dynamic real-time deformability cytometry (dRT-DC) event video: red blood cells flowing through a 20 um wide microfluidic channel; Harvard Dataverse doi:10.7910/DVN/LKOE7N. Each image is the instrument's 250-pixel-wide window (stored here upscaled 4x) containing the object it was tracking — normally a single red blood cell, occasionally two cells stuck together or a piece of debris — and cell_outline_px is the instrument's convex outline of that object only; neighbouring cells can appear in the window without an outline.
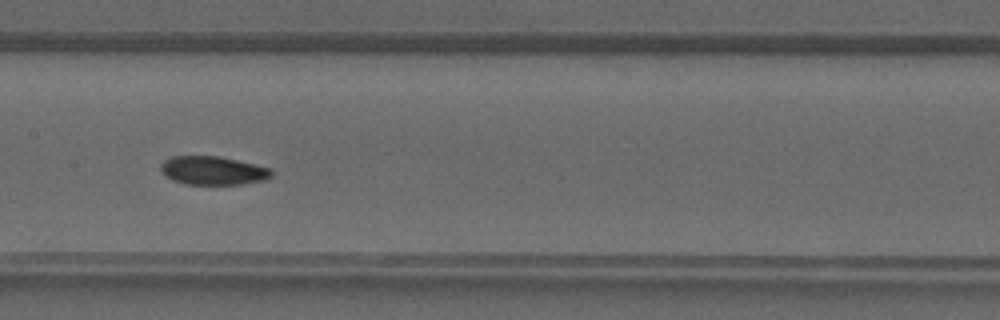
{"species": "common noctule bat (a hibernating species)", "species_latin": "Nyctalus noctula", "temperature_condition": "warm", "stored_images_in_passage": 42, "camera_frame_rate_fps": 3000, "um_per_image_px": 0.085, "animal": {"sex": "male", "forearm_length_mm": 52.5}, "frame": {"image": 1, "passage_image": 22, "time_ms": 7.0, "image_size_px": [1000, 320], "cell_outline_px": [[272, 176], [260, 180], [240, 184], [184, 184], [172, 180], [160, 168], [160, 164], [164, 160], [172, 156], [220, 156], [272, 168]], "centroid_in_image_um": [18.09, 14.48], "position_along_channel_um": 189.3, "area_um2": 18.26}}
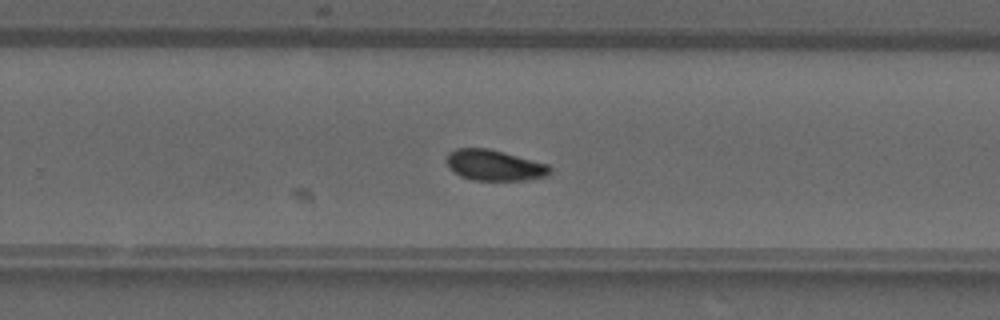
{"frame": {"image": 2, "passage_image": 28, "time_ms": 9.0, "image_size_px": [1000, 320], "cell_outline_px": [[552, 172], [548, 176], [524, 180], [472, 180], [460, 176], [448, 164], [448, 152], [456, 148], [488, 148], [548, 164], [552, 168]], "centroid_in_image_um": [42.07, 14.05], "position_along_channel_um": 287.7, "area_um2": 18.38}}
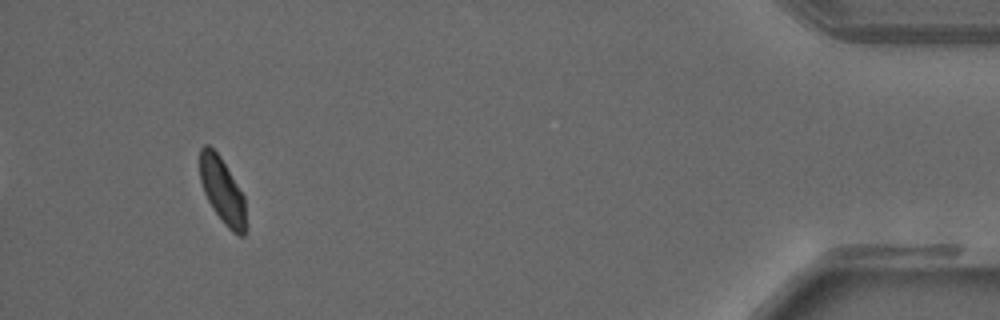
{"frame": {"image": 3, "passage_image": 40, "time_ms": 13.0, "image_size_px": [1000, 320], "cell_outline_px": [[244, 236], [240, 236], [232, 232], [224, 224], [212, 208], [204, 192], [200, 180], [200, 148], [204, 144], [208, 144], [220, 156], [244, 196]], "centroid_in_image_um": [18.86, 16.18], "position_along_channel_um": 416.3, "area_um2": 17.28}}